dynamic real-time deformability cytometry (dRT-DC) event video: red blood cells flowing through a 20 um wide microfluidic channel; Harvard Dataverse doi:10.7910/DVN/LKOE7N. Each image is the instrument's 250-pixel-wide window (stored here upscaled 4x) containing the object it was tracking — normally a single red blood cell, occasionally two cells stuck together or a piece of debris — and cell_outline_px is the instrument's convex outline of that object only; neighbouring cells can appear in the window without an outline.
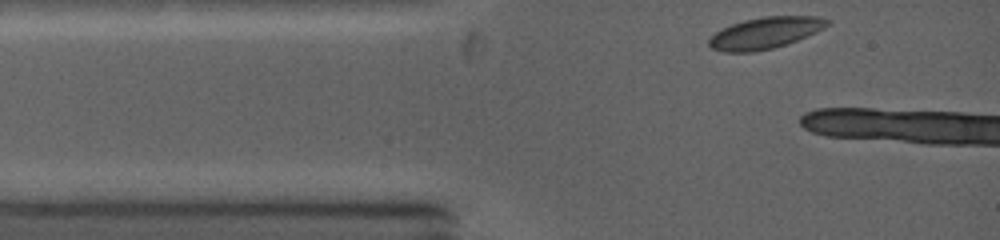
{"species": "common noctule bat (a hibernating species)", "species_latin": "Nyctalus noctula", "temperature_condition": "warm", "stored_images_in_passage": 6, "camera_frame_rate_fps": 5000, "um_per_image_px": 0.085, "animal": {"sex": "female", "body_mass_g": 19.0, "forearm_length_mm": 53.3}, "frame": {"image": 1, "passage_image": 1, "time_ms": 0.0, "image_size_px": [1000, 240], "cell_outline_px": [[828, 24], [796, 40], [772, 48], [752, 52], [724, 52], [712, 48], [708, 44], [708, 40], [720, 28], [744, 20], [764, 16], [820, 16], [828, 20]], "centroid_in_image_um": [64.95, 2.79], "position_along_channel_um": 20.0, "area_um2": 21.21}}